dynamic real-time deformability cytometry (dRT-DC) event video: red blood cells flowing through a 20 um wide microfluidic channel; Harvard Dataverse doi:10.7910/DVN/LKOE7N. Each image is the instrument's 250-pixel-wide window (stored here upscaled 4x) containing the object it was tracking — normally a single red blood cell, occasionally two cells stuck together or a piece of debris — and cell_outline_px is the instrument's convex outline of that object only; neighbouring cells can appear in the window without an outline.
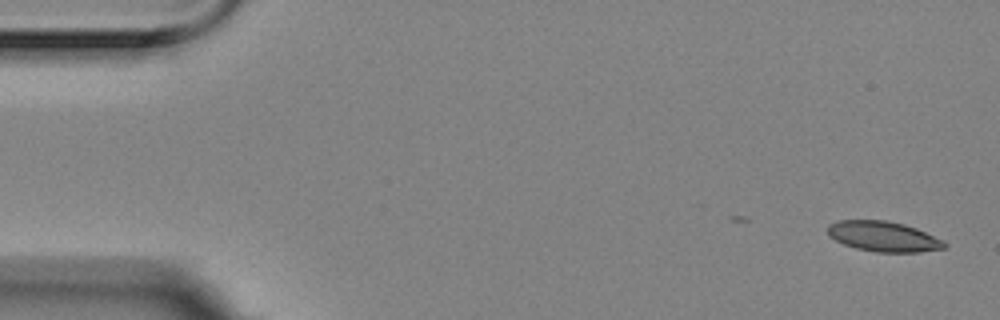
{"species": "Egyptian fruit bat (a non-hibernating species)", "species_latin": "Rousettus aegyptiacus", "temperature_condition": "room temperature", "stored_images_in_passage": 2, "camera_frame_rate_fps": 3000, "um_per_image_px": 0.085, "animal": {"sex": "female"}, "frame": {"image": 1, "passage_image": 2, "time_ms": 0.333, "image_size_px": [1000, 320], "cell_outline_px": [[948, 244], [944, 248], [920, 252], [876, 252], [856, 248], [844, 244], [828, 236], [828, 224], [840, 220], [884, 220], [904, 224], [916, 228], [944, 240]], "centroid_in_image_um": [75.1, 20.1], "position_along_channel_um": 9.9, "area_um2": 20.58}}